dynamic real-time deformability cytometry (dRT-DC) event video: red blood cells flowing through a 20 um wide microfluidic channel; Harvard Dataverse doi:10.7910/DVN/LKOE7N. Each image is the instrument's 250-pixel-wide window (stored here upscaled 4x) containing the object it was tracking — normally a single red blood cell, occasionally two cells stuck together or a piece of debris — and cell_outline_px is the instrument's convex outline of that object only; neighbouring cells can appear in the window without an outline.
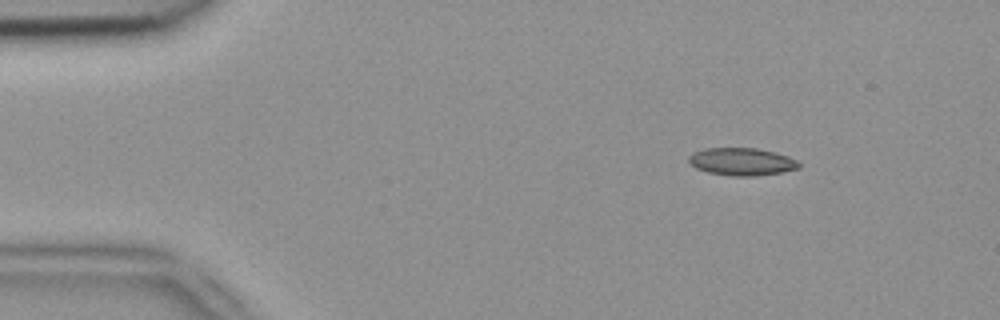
{"species": "common noctule bat (a hibernating species)", "species_latin": "Nyctalus noctula", "temperature_condition": "room temperature", "stored_images_in_passage": 3, "camera_frame_rate_fps": 3000, "um_per_image_px": 0.085, "animal": {"sex": "female", "body_mass_g": 18.4}, "frame": {"image": 1, "passage_image": 1, "time_ms": 0.0, "image_size_px": [1000, 320], "cell_outline_px": [[800, 168], [780, 172], [752, 176], [736, 176], [708, 172], [696, 168], [688, 160], [688, 156], [692, 152], [704, 148], [756, 148], [776, 152], [788, 156], [796, 160], [800, 164]], "centroid_in_image_um": [63.04, 13.72], "position_along_channel_um": 22.0, "area_um2": 17.63}}